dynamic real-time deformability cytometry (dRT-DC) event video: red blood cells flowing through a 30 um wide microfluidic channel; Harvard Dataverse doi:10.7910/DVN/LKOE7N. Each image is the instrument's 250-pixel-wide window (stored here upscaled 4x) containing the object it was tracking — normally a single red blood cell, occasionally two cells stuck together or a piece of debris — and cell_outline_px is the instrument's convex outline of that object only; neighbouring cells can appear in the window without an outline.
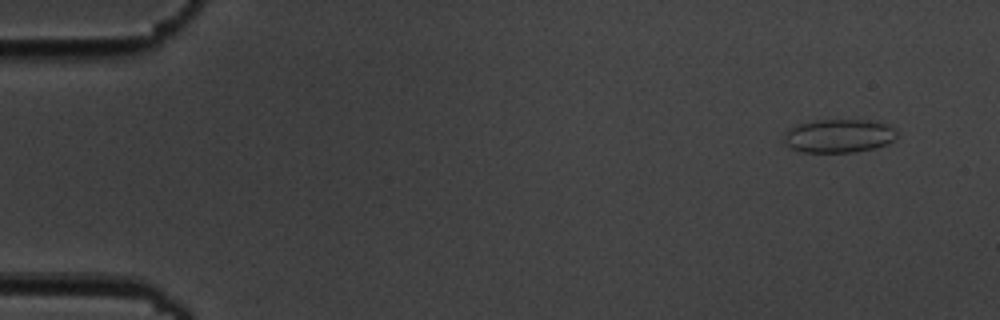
{"species": "common noctule bat (a hibernating species)", "species_latin": "Nyctalus noctula", "temperature_condition": "cold", "stored_images_in_passage": 5, "camera_frame_rate_fps": 3000, "um_per_image_px": 0.085, "animal": {"sex": "male", "body_mass_g": 19.5, "forearm_length_mm": 54.6}, "frame": {"image": 1, "passage_image": 1, "time_ms": 0.0, "image_size_px": [1000, 320], "cell_outline_px": [[896, 136], [888, 144], [856, 152], [800, 152], [784, 144], [784, 132], [788, 128], [796, 124], [816, 120], [868, 120], [884, 124], [892, 128], [896, 132]], "centroid_in_image_um": [71.22, 11.55], "position_along_channel_um": 13.8, "area_um2": 22.02}}